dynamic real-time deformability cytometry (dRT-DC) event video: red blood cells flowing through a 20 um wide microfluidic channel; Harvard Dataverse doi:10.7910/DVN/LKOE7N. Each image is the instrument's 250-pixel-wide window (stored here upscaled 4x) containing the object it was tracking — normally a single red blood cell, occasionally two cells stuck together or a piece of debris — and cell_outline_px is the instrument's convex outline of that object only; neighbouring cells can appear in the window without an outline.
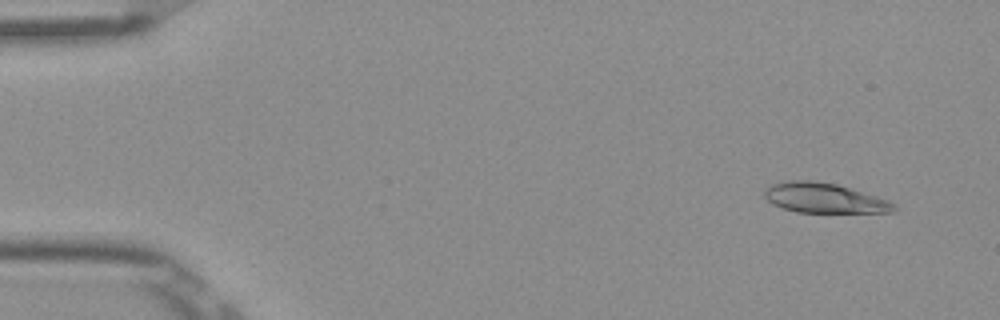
{"species": "Egyptian fruit bat (a non-hibernating species)", "species_latin": "Rousettus aegyptiacus", "temperature_condition": "room temperature", "stored_images_in_passage": 40, "camera_frame_rate_fps": 3000, "um_per_image_px": 0.085, "frame": {"image": 1, "passage_image": 4, "time_ms": 1.0, "image_size_px": [1000, 320], "cell_outline_px": [[896, 212], [796, 212], [772, 204], [764, 196], [764, 188], [772, 184], [788, 180], [812, 180], [836, 184], [876, 196], [888, 200], [896, 204]], "centroid_in_image_um": [70.04, 16.83], "position_along_channel_um": 15.0, "area_um2": 22.48}}
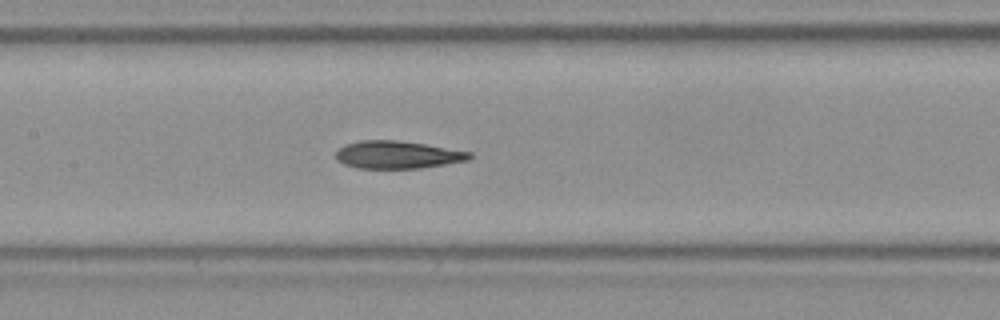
{"frame": {"image": 2, "passage_image": 25, "time_ms": 8.0, "image_size_px": [1000, 320], "cell_outline_px": [[472, 156], [468, 160], [420, 168], [356, 168], [344, 164], [336, 160], [336, 148], [344, 144], [360, 140], [396, 140], [424, 144], [472, 152]], "centroid_in_image_um": [33.72, 13.15], "position_along_channel_um": 173.7, "area_um2": 21.56}}
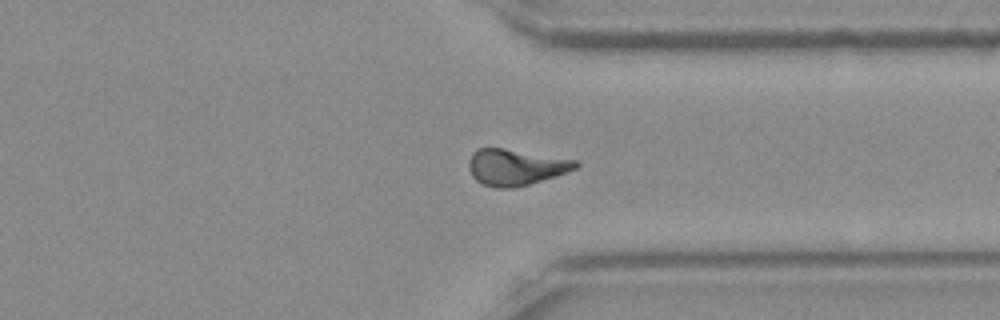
{"frame": {"image": 3, "passage_image": 40, "time_ms": 13.0, "image_size_px": [1000, 320], "cell_outline_px": [[580, 164], [576, 168], [568, 172], [528, 184], [512, 188], [496, 188], [484, 184], [476, 180], [472, 176], [468, 168], [468, 160], [472, 152], [476, 148], [504, 148], [576, 160]], "centroid_in_image_um": [43.79, 14.2], "position_along_channel_um": 367.6, "area_um2": 22.48}, "authors_computed_cell_mechanics": {"area_um2": 22.5131, "velocity_mm_per_s": 3.8914, "shape_relaxation_time_tau1_ms": 4.985, "shape_relaxation_time_tau2_ms": 2.7178, "deformation_change_tau1": 0.1665, "deformation_change_tau2": 0.113}}